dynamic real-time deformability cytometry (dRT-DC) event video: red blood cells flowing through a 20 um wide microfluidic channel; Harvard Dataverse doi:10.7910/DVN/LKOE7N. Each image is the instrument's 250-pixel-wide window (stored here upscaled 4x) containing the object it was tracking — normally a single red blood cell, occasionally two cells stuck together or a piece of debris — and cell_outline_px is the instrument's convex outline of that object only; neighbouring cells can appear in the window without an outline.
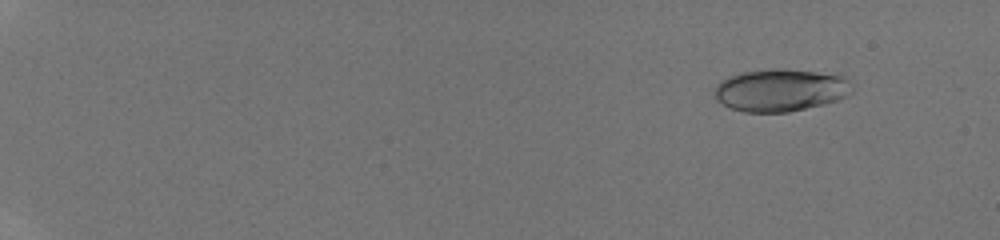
{"species": "human", "species_latin": "Homo sapiens", "temperature_condition": "room temperature", "stored_images_in_passage": 48, "camera_frame_rate_fps": 3000, "um_per_image_px": 0.085, "donor": {"sex": "male"}, "frame": {"image": 1, "passage_image": 6, "time_ms": 1.667, "image_size_px": [1000, 240], "cell_outline_px": [[852, 92], [848, 96], [824, 104], [788, 112], [744, 112], [732, 108], [716, 100], [712, 96], [712, 92], [716, 84], [720, 80], [728, 76], [744, 72], [776, 68], [784, 68], [816, 72], [844, 76], [848, 80]], "centroid_in_image_um": [66.29, 7.66], "position_along_channel_um": 18.7, "area_um2": 34.16}}
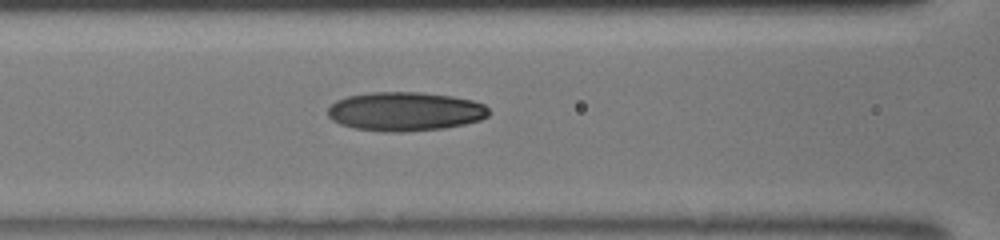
{"frame": {"image": 2, "passage_image": 25, "time_ms": 8.0, "image_size_px": [1000, 240], "cell_outline_px": [[492, 112], [488, 116], [480, 120], [464, 124], [444, 128], [404, 132], [384, 132], [356, 128], [340, 124], [332, 120], [328, 116], [328, 108], [336, 100], [348, 96], [368, 92], [420, 92], [452, 96], [472, 100], [484, 104]], "centroid_in_image_um": [34.45, 9.47], "position_along_channel_um": 132.2, "area_um2": 36.76}}
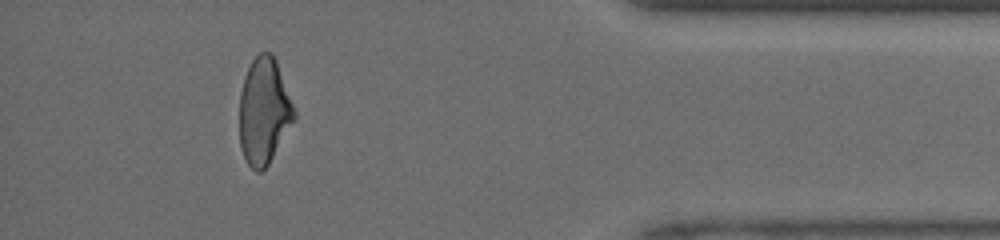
{"frame": {"image": 3, "passage_image": 45, "time_ms": 14.667, "image_size_px": [1000, 240], "cell_outline_px": [[296, 116], [268, 164], [260, 172], [256, 172], [248, 164], [240, 148], [240, 92], [244, 76], [252, 60], [260, 52], [272, 52], [276, 60], [296, 112]], "centroid_in_image_um": [22.42, 9.43], "position_along_channel_um": 412.8, "area_um2": 33.58}}